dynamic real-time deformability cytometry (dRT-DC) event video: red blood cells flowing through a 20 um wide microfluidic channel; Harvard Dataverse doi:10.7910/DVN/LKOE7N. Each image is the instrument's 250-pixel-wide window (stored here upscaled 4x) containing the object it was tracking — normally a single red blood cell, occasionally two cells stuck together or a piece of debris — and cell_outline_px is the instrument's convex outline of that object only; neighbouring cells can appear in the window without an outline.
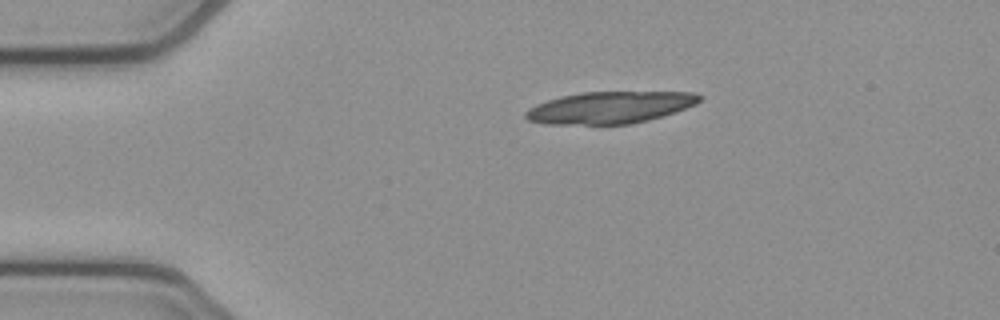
{"species": "common noctule bat (a hibernating species)", "species_latin": "Nyctalus noctula", "temperature_condition": "cold", "stored_images_in_passage": 2, "camera_frame_rate_fps": 3000, "um_per_image_px": 0.085, "animal": {"sex": "female", "body_mass_g": 21.9}, "frame": {"image": 1, "passage_image": 1, "time_ms": 0.0, "image_size_px": [1000, 320], "cell_outline_px": [[704, 96], [696, 104], [676, 112], [648, 120], [628, 124], [544, 124], [528, 120], [524, 116], [524, 112], [528, 108], [536, 104], [560, 96], [580, 92], [696, 92]], "centroid_in_image_um": [51.84, 9.13], "position_along_channel_um": 33.2, "area_um2": 32.48}}